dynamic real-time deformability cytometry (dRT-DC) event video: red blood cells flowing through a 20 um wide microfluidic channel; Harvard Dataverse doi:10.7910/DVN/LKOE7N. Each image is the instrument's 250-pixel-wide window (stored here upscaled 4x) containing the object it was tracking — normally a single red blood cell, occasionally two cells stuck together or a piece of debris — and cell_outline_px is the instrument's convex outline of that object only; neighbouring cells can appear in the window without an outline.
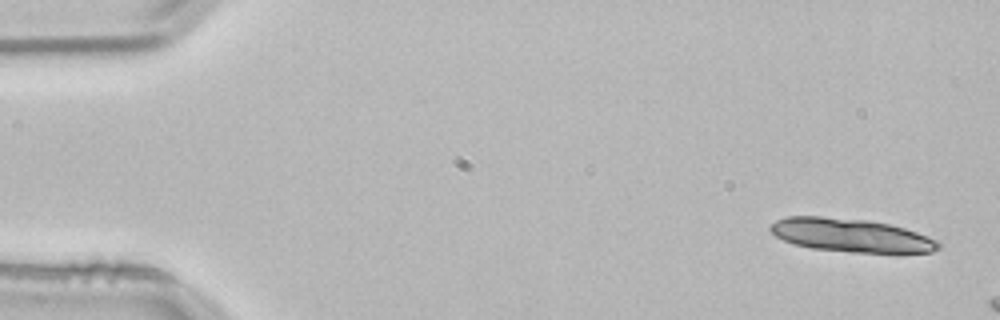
{"species": "common noctule bat (a hibernating species)", "species_latin": "Nyctalus noctula", "temperature_condition": "room temperature", "stored_images_in_passage": 8, "camera_frame_rate_fps": 3000, "um_per_image_px": 0.085, "animal": {"sex": "male", "body_mass_g": 21.5, "forearm_length_mm": 52.0}, "frame": {"image": 1, "passage_image": 1, "time_ms": 0.0, "image_size_px": [1000, 320], "cell_outline_px": [[940, 248], [932, 252], [848, 252], [812, 248], [796, 244], [784, 240], [776, 236], [768, 228], [768, 224], [776, 220], [788, 216], [820, 216], [868, 220], [888, 224], [904, 228], [916, 232], [936, 240], [940, 244]], "centroid_in_image_um": [72.28, 19.99], "position_along_channel_um": 12.7, "area_um2": 32.48}}